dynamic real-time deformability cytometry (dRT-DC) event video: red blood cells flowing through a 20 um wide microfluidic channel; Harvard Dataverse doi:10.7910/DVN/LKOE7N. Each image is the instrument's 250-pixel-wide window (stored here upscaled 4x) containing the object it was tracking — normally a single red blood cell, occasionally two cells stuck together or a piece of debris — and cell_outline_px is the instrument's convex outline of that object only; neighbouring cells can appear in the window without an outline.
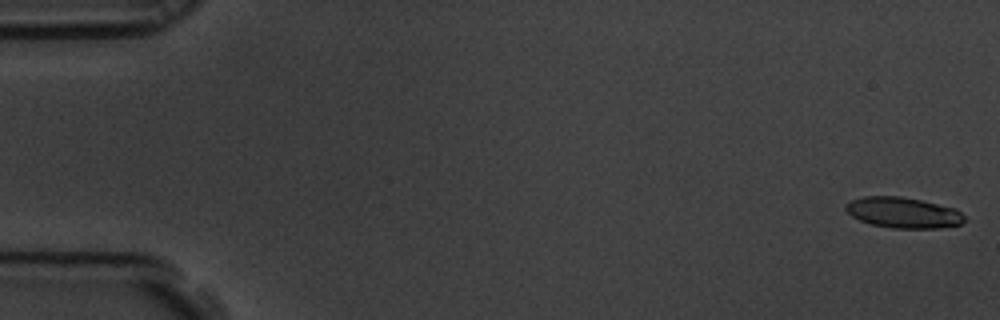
{"species": "common noctule bat (a hibernating species)", "species_latin": "Nyctalus noctula", "temperature_condition": "room temperature", "stored_images_in_passage": 17, "camera_frame_rate_fps": 3000, "um_per_image_px": 0.085, "animal": {"sex": "male", "body_mass_g": 19.5, "forearm_length_mm": 54.6}, "frame": {"image": 1, "passage_image": 1, "time_ms": 0.0, "image_size_px": [1000, 320], "cell_outline_px": [[964, 220], [960, 224], [940, 228], [892, 228], [872, 224], [860, 220], [852, 216], [844, 208], [844, 204], [852, 200], [864, 196], [900, 196], [920, 200], [956, 208], [964, 216]], "centroid_in_image_um": [76.76, 18.07], "position_along_channel_um": 8.2, "area_um2": 21.15}}
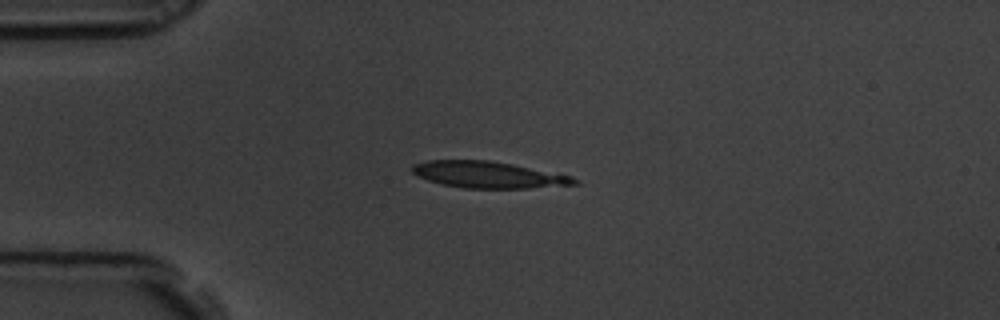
{"frame": {"image": 2, "passage_image": 15, "time_ms": 4.667, "image_size_px": [1000, 320], "cell_outline_px": [[580, 184], [528, 188], [464, 188], [444, 184], [428, 180], [412, 172], [412, 164], [428, 160], [488, 160], [512, 164], [572, 176], [580, 180]], "centroid_in_image_um": [41.54, 14.85], "position_along_channel_um": 43.5, "area_um2": 24.91}}